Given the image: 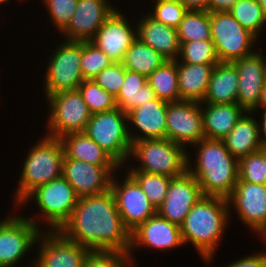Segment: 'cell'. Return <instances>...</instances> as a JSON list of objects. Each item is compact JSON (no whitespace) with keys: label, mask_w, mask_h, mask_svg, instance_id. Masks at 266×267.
I'll return each instance as SVG.
<instances>
[{"label":"cell","mask_w":266,"mask_h":267,"mask_svg":"<svg viewBox=\"0 0 266 267\" xmlns=\"http://www.w3.org/2000/svg\"><path fill=\"white\" fill-rule=\"evenodd\" d=\"M193 147L196 152L190 154ZM192 154H196L194 163ZM238 163L223 140L204 138L188 148V172L198 181L205 196L228 199L239 179Z\"/></svg>","instance_id":"cell-3"},{"label":"cell","mask_w":266,"mask_h":267,"mask_svg":"<svg viewBox=\"0 0 266 267\" xmlns=\"http://www.w3.org/2000/svg\"><path fill=\"white\" fill-rule=\"evenodd\" d=\"M238 86L236 67L229 62H220L214 67L203 103H237Z\"/></svg>","instance_id":"cell-27"},{"label":"cell","mask_w":266,"mask_h":267,"mask_svg":"<svg viewBox=\"0 0 266 267\" xmlns=\"http://www.w3.org/2000/svg\"><path fill=\"white\" fill-rule=\"evenodd\" d=\"M78 198L73 187L61 176L37 187L16 209L19 211L18 208H23L25 205H29V202H33L38 209L36 212L38 214L25 217L40 229L43 224H47L44 225V230L58 231L70 218Z\"/></svg>","instance_id":"cell-5"},{"label":"cell","mask_w":266,"mask_h":267,"mask_svg":"<svg viewBox=\"0 0 266 267\" xmlns=\"http://www.w3.org/2000/svg\"><path fill=\"white\" fill-rule=\"evenodd\" d=\"M166 138L187 150L203 140L201 103L183 100L167 103Z\"/></svg>","instance_id":"cell-14"},{"label":"cell","mask_w":266,"mask_h":267,"mask_svg":"<svg viewBox=\"0 0 266 267\" xmlns=\"http://www.w3.org/2000/svg\"><path fill=\"white\" fill-rule=\"evenodd\" d=\"M132 163H135L134 166ZM125 167L127 171H143L176 178L188 171V150L168 138L135 141Z\"/></svg>","instance_id":"cell-6"},{"label":"cell","mask_w":266,"mask_h":267,"mask_svg":"<svg viewBox=\"0 0 266 267\" xmlns=\"http://www.w3.org/2000/svg\"><path fill=\"white\" fill-rule=\"evenodd\" d=\"M230 222L228 200L203 195L180 225L184 246L192 243L203 263L213 264Z\"/></svg>","instance_id":"cell-2"},{"label":"cell","mask_w":266,"mask_h":267,"mask_svg":"<svg viewBox=\"0 0 266 267\" xmlns=\"http://www.w3.org/2000/svg\"><path fill=\"white\" fill-rule=\"evenodd\" d=\"M215 65L177 61L180 99L203 103Z\"/></svg>","instance_id":"cell-26"},{"label":"cell","mask_w":266,"mask_h":267,"mask_svg":"<svg viewBox=\"0 0 266 267\" xmlns=\"http://www.w3.org/2000/svg\"><path fill=\"white\" fill-rule=\"evenodd\" d=\"M265 177H266V148H265Z\"/></svg>","instance_id":"cell-51"},{"label":"cell","mask_w":266,"mask_h":267,"mask_svg":"<svg viewBox=\"0 0 266 267\" xmlns=\"http://www.w3.org/2000/svg\"><path fill=\"white\" fill-rule=\"evenodd\" d=\"M59 43L45 64L41 88L45 98L61 91L77 90L84 81L80 66L82 42L63 39Z\"/></svg>","instance_id":"cell-8"},{"label":"cell","mask_w":266,"mask_h":267,"mask_svg":"<svg viewBox=\"0 0 266 267\" xmlns=\"http://www.w3.org/2000/svg\"><path fill=\"white\" fill-rule=\"evenodd\" d=\"M203 196L198 181L188 171L170 180L167 196L157 213L180 226L193 205Z\"/></svg>","instance_id":"cell-21"},{"label":"cell","mask_w":266,"mask_h":267,"mask_svg":"<svg viewBox=\"0 0 266 267\" xmlns=\"http://www.w3.org/2000/svg\"><path fill=\"white\" fill-rule=\"evenodd\" d=\"M137 18L138 38L165 60H176L181 47L177 28L157 22L147 13H141Z\"/></svg>","instance_id":"cell-23"},{"label":"cell","mask_w":266,"mask_h":267,"mask_svg":"<svg viewBox=\"0 0 266 267\" xmlns=\"http://www.w3.org/2000/svg\"><path fill=\"white\" fill-rule=\"evenodd\" d=\"M129 18L132 17L127 18L126 13L116 8L90 41L113 62L121 63L127 50L138 38L137 23Z\"/></svg>","instance_id":"cell-16"},{"label":"cell","mask_w":266,"mask_h":267,"mask_svg":"<svg viewBox=\"0 0 266 267\" xmlns=\"http://www.w3.org/2000/svg\"><path fill=\"white\" fill-rule=\"evenodd\" d=\"M181 2L188 10L208 11L211 0H182Z\"/></svg>","instance_id":"cell-45"},{"label":"cell","mask_w":266,"mask_h":267,"mask_svg":"<svg viewBox=\"0 0 266 267\" xmlns=\"http://www.w3.org/2000/svg\"><path fill=\"white\" fill-rule=\"evenodd\" d=\"M122 169L124 168L121 167L113 175L110 190L115 197L117 209L123 223L131 233L139 225L155 215L157 210L144 194L137 181L127 171L123 172L126 174L122 173L123 176H119Z\"/></svg>","instance_id":"cell-13"},{"label":"cell","mask_w":266,"mask_h":267,"mask_svg":"<svg viewBox=\"0 0 266 267\" xmlns=\"http://www.w3.org/2000/svg\"><path fill=\"white\" fill-rule=\"evenodd\" d=\"M139 184L144 194L157 210L167 196L171 177L143 171H127Z\"/></svg>","instance_id":"cell-34"},{"label":"cell","mask_w":266,"mask_h":267,"mask_svg":"<svg viewBox=\"0 0 266 267\" xmlns=\"http://www.w3.org/2000/svg\"><path fill=\"white\" fill-rule=\"evenodd\" d=\"M29 148L18 175L19 181L12 200L14 208L37 187L62 176L65 153L60 138L44 134Z\"/></svg>","instance_id":"cell-4"},{"label":"cell","mask_w":266,"mask_h":267,"mask_svg":"<svg viewBox=\"0 0 266 267\" xmlns=\"http://www.w3.org/2000/svg\"><path fill=\"white\" fill-rule=\"evenodd\" d=\"M147 81L159 99L167 103L182 101L179 94L176 60H167L147 77Z\"/></svg>","instance_id":"cell-30"},{"label":"cell","mask_w":266,"mask_h":267,"mask_svg":"<svg viewBox=\"0 0 266 267\" xmlns=\"http://www.w3.org/2000/svg\"><path fill=\"white\" fill-rule=\"evenodd\" d=\"M47 9L50 23L61 34L69 25L78 0H40Z\"/></svg>","instance_id":"cell-40"},{"label":"cell","mask_w":266,"mask_h":267,"mask_svg":"<svg viewBox=\"0 0 266 267\" xmlns=\"http://www.w3.org/2000/svg\"><path fill=\"white\" fill-rule=\"evenodd\" d=\"M10 215L4 219L0 218V267L30 266L34 264L33 258L27 265L20 263L27 253L36 247L38 237L44 228L40 229L24 214H14L13 211Z\"/></svg>","instance_id":"cell-9"},{"label":"cell","mask_w":266,"mask_h":267,"mask_svg":"<svg viewBox=\"0 0 266 267\" xmlns=\"http://www.w3.org/2000/svg\"><path fill=\"white\" fill-rule=\"evenodd\" d=\"M65 157L99 166H120L106 151L84 132H73L60 138Z\"/></svg>","instance_id":"cell-28"},{"label":"cell","mask_w":266,"mask_h":267,"mask_svg":"<svg viewBox=\"0 0 266 267\" xmlns=\"http://www.w3.org/2000/svg\"><path fill=\"white\" fill-rule=\"evenodd\" d=\"M21 1V0H20ZM23 1V0H22ZM25 1V0H24ZM11 0H0V5L2 4H10Z\"/></svg>","instance_id":"cell-49"},{"label":"cell","mask_w":266,"mask_h":267,"mask_svg":"<svg viewBox=\"0 0 266 267\" xmlns=\"http://www.w3.org/2000/svg\"><path fill=\"white\" fill-rule=\"evenodd\" d=\"M229 13L257 38L266 28V15L257 0H238Z\"/></svg>","instance_id":"cell-33"},{"label":"cell","mask_w":266,"mask_h":267,"mask_svg":"<svg viewBox=\"0 0 266 267\" xmlns=\"http://www.w3.org/2000/svg\"><path fill=\"white\" fill-rule=\"evenodd\" d=\"M238 0H211L208 12H229Z\"/></svg>","instance_id":"cell-44"},{"label":"cell","mask_w":266,"mask_h":267,"mask_svg":"<svg viewBox=\"0 0 266 267\" xmlns=\"http://www.w3.org/2000/svg\"><path fill=\"white\" fill-rule=\"evenodd\" d=\"M152 7L146 13L157 22L177 28L188 9L182 2L151 1Z\"/></svg>","instance_id":"cell-39"},{"label":"cell","mask_w":266,"mask_h":267,"mask_svg":"<svg viewBox=\"0 0 266 267\" xmlns=\"http://www.w3.org/2000/svg\"><path fill=\"white\" fill-rule=\"evenodd\" d=\"M238 176V181L266 184L264 147L239 159Z\"/></svg>","instance_id":"cell-38"},{"label":"cell","mask_w":266,"mask_h":267,"mask_svg":"<svg viewBox=\"0 0 266 267\" xmlns=\"http://www.w3.org/2000/svg\"><path fill=\"white\" fill-rule=\"evenodd\" d=\"M78 90L91 114L110 111L117 107L115 97L93 80H84Z\"/></svg>","instance_id":"cell-36"},{"label":"cell","mask_w":266,"mask_h":267,"mask_svg":"<svg viewBox=\"0 0 266 267\" xmlns=\"http://www.w3.org/2000/svg\"><path fill=\"white\" fill-rule=\"evenodd\" d=\"M180 44L193 41H212L208 11L188 10L177 27Z\"/></svg>","instance_id":"cell-32"},{"label":"cell","mask_w":266,"mask_h":267,"mask_svg":"<svg viewBox=\"0 0 266 267\" xmlns=\"http://www.w3.org/2000/svg\"><path fill=\"white\" fill-rule=\"evenodd\" d=\"M82 267H136L130 254L123 251H90Z\"/></svg>","instance_id":"cell-41"},{"label":"cell","mask_w":266,"mask_h":267,"mask_svg":"<svg viewBox=\"0 0 266 267\" xmlns=\"http://www.w3.org/2000/svg\"><path fill=\"white\" fill-rule=\"evenodd\" d=\"M261 109L262 114H266V81L262 88L261 99L258 107L253 111V113H257Z\"/></svg>","instance_id":"cell-46"},{"label":"cell","mask_w":266,"mask_h":267,"mask_svg":"<svg viewBox=\"0 0 266 267\" xmlns=\"http://www.w3.org/2000/svg\"><path fill=\"white\" fill-rule=\"evenodd\" d=\"M152 1H174V2H181L182 0H152Z\"/></svg>","instance_id":"cell-50"},{"label":"cell","mask_w":266,"mask_h":267,"mask_svg":"<svg viewBox=\"0 0 266 267\" xmlns=\"http://www.w3.org/2000/svg\"><path fill=\"white\" fill-rule=\"evenodd\" d=\"M166 113L167 102L158 97L127 113L131 143L166 138Z\"/></svg>","instance_id":"cell-22"},{"label":"cell","mask_w":266,"mask_h":267,"mask_svg":"<svg viewBox=\"0 0 266 267\" xmlns=\"http://www.w3.org/2000/svg\"><path fill=\"white\" fill-rule=\"evenodd\" d=\"M254 116L255 113L246 112L222 139L229 153L238 160L263 148L261 120Z\"/></svg>","instance_id":"cell-24"},{"label":"cell","mask_w":266,"mask_h":267,"mask_svg":"<svg viewBox=\"0 0 266 267\" xmlns=\"http://www.w3.org/2000/svg\"><path fill=\"white\" fill-rule=\"evenodd\" d=\"M266 15V0H257Z\"/></svg>","instance_id":"cell-48"},{"label":"cell","mask_w":266,"mask_h":267,"mask_svg":"<svg viewBox=\"0 0 266 267\" xmlns=\"http://www.w3.org/2000/svg\"><path fill=\"white\" fill-rule=\"evenodd\" d=\"M36 246L38 253L34 257L36 267H82L91 251L67 239L59 231L43 230Z\"/></svg>","instance_id":"cell-15"},{"label":"cell","mask_w":266,"mask_h":267,"mask_svg":"<svg viewBox=\"0 0 266 267\" xmlns=\"http://www.w3.org/2000/svg\"><path fill=\"white\" fill-rule=\"evenodd\" d=\"M142 246L159 251H171L184 246L180 226L156 213L131 232L128 253L133 266L137 264L134 263L136 261L134 254L138 252L136 249L140 250Z\"/></svg>","instance_id":"cell-18"},{"label":"cell","mask_w":266,"mask_h":267,"mask_svg":"<svg viewBox=\"0 0 266 267\" xmlns=\"http://www.w3.org/2000/svg\"><path fill=\"white\" fill-rule=\"evenodd\" d=\"M261 118L262 144L266 148V114H259Z\"/></svg>","instance_id":"cell-47"},{"label":"cell","mask_w":266,"mask_h":267,"mask_svg":"<svg viewBox=\"0 0 266 267\" xmlns=\"http://www.w3.org/2000/svg\"><path fill=\"white\" fill-rule=\"evenodd\" d=\"M44 99L49 110L45 135L61 138L68 133L85 131L91 113L78 89L61 91Z\"/></svg>","instance_id":"cell-10"},{"label":"cell","mask_w":266,"mask_h":267,"mask_svg":"<svg viewBox=\"0 0 266 267\" xmlns=\"http://www.w3.org/2000/svg\"><path fill=\"white\" fill-rule=\"evenodd\" d=\"M110 0H78L68 27L60 34L64 40L88 42L118 7Z\"/></svg>","instance_id":"cell-19"},{"label":"cell","mask_w":266,"mask_h":267,"mask_svg":"<svg viewBox=\"0 0 266 267\" xmlns=\"http://www.w3.org/2000/svg\"><path fill=\"white\" fill-rule=\"evenodd\" d=\"M259 50L231 62L239 75L237 104L246 112H253L258 107L266 81V56L261 48Z\"/></svg>","instance_id":"cell-20"},{"label":"cell","mask_w":266,"mask_h":267,"mask_svg":"<svg viewBox=\"0 0 266 267\" xmlns=\"http://www.w3.org/2000/svg\"><path fill=\"white\" fill-rule=\"evenodd\" d=\"M84 133L125 168L132 147L127 113L116 107L110 111L91 114Z\"/></svg>","instance_id":"cell-7"},{"label":"cell","mask_w":266,"mask_h":267,"mask_svg":"<svg viewBox=\"0 0 266 267\" xmlns=\"http://www.w3.org/2000/svg\"><path fill=\"white\" fill-rule=\"evenodd\" d=\"M224 267V266H223ZM225 267H266V250L252 252L250 255H245L237 258V260L225 264Z\"/></svg>","instance_id":"cell-43"},{"label":"cell","mask_w":266,"mask_h":267,"mask_svg":"<svg viewBox=\"0 0 266 267\" xmlns=\"http://www.w3.org/2000/svg\"><path fill=\"white\" fill-rule=\"evenodd\" d=\"M176 61L189 64H218L220 63L213 41H193L181 44Z\"/></svg>","instance_id":"cell-35"},{"label":"cell","mask_w":266,"mask_h":267,"mask_svg":"<svg viewBox=\"0 0 266 267\" xmlns=\"http://www.w3.org/2000/svg\"><path fill=\"white\" fill-rule=\"evenodd\" d=\"M205 138L222 140L246 113L237 103H201Z\"/></svg>","instance_id":"cell-25"},{"label":"cell","mask_w":266,"mask_h":267,"mask_svg":"<svg viewBox=\"0 0 266 267\" xmlns=\"http://www.w3.org/2000/svg\"><path fill=\"white\" fill-rule=\"evenodd\" d=\"M126 69L120 62H114L97 74L93 81L115 98L125 80Z\"/></svg>","instance_id":"cell-42"},{"label":"cell","mask_w":266,"mask_h":267,"mask_svg":"<svg viewBox=\"0 0 266 267\" xmlns=\"http://www.w3.org/2000/svg\"><path fill=\"white\" fill-rule=\"evenodd\" d=\"M114 62L90 41L82 42L81 70L84 80H93Z\"/></svg>","instance_id":"cell-37"},{"label":"cell","mask_w":266,"mask_h":267,"mask_svg":"<svg viewBox=\"0 0 266 267\" xmlns=\"http://www.w3.org/2000/svg\"><path fill=\"white\" fill-rule=\"evenodd\" d=\"M209 17L212 41L220 62L231 63L256 52L254 44L260 39L243 28L229 12H209Z\"/></svg>","instance_id":"cell-11"},{"label":"cell","mask_w":266,"mask_h":267,"mask_svg":"<svg viewBox=\"0 0 266 267\" xmlns=\"http://www.w3.org/2000/svg\"><path fill=\"white\" fill-rule=\"evenodd\" d=\"M155 98V92L149 86L147 76L126 69L124 83L115 98L117 107L124 113H129Z\"/></svg>","instance_id":"cell-29"},{"label":"cell","mask_w":266,"mask_h":267,"mask_svg":"<svg viewBox=\"0 0 266 267\" xmlns=\"http://www.w3.org/2000/svg\"><path fill=\"white\" fill-rule=\"evenodd\" d=\"M166 61L157 51L137 38L125 53L121 63L125 69L148 77Z\"/></svg>","instance_id":"cell-31"},{"label":"cell","mask_w":266,"mask_h":267,"mask_svg":"<svg viewBox=\"0 0 266 267\" xmlns=\"http://www.w3.org/2000/svg\"><path fill=\"white\" fill-rule=\"evenodd\" d=\"M27 267H36L34 264L30 265V266H27Z\"/></svg>","instance_id":"cell-52"},{"label":"cell","mask_w":266,"mask_h":267,"mask_svg":"<svg viewBox=\"0 0 266 267\" xmlns=\"http://www.w3.org/2000/svg\"><path fill=\"white\" fill-rule=\"evenodd\" d=\"M58 231L91 251L130 249L131 233L123 223L111 190L78 198L70 218Z\"/></svg>","instance_id":"cell-1"},{"label":"cell","mask_w":266,"mask_h":267,"mask_svg":"<svg viewBox=\"0 0 266 267\" xmlns=\"http://www.w3.org/2000/svg\"><path fill=\"white\" fill-rule=\"evenodd\" d=\"M230 220L235 214L248 230L257 234L266 243V184L238 181L227 199ZM234 210V211H233ZM232 211L234 213H232ZM233 215V216H232Z\"/></svg>","instance_id":"cell-12"},{"label":"cell","mask_w":266,"mask_h":267,"mask_svg":"<svg viewBox=\"0 0 266 267\" xmlns=\"http://www.w3.org/2000/svg\"><path fill=\"white\" fill-rule=\"evenodd\" d=\"M121 166H99L64 158L62 176L80 197L100 195L110 190L113 175Z\"/></svg>","instance_id":"cell-17"}]
</instances>
